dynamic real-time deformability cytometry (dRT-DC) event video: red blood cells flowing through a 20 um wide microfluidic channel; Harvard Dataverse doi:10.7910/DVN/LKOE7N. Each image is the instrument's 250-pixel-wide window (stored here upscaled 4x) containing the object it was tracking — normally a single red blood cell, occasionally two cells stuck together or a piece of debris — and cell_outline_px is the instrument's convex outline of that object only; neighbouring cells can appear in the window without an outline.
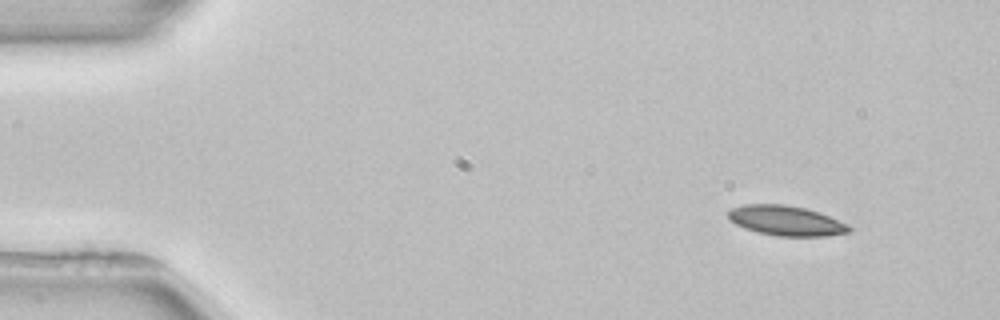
{"species": "common noctule bat (a hibernating species)", "species_latin": "Nyctalus noctula", "temperature_condition": "room temperature", "stored_images_in_passage": 3, "camera_frame_rate_fps": 3000, "um_per_image_px": 0.085, "animal": {"sex": "female", "body_mass_g": 22.7, "forearm_length_mm": 54.2}, "frame": {"image": 1, "passage_image": 1, "time_ms": 0.0, "image_size_px": [1000, 320], "cell_outline_px": [[852, 228], [848, 232], [824, 236], [776, 236], [744, 228], [728, 220], [728, 212], [732, 208], [744, 204], [784, 204], [804, 208], [828, 216], [848, 224]], "centroid_in_image_um": [66.78, 18.75], "position_along_channel_um": 18.2, "area_um2": 20.87}}
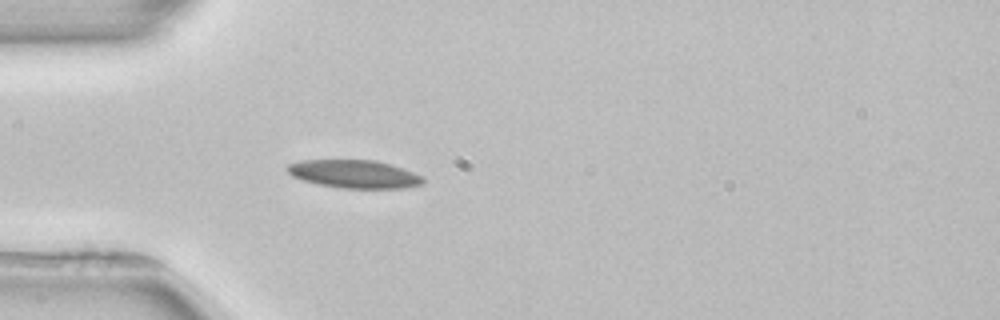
{"frame": {"image": 2, "passage_image": 3, "time_ms": 3.333, "image_size_px": [1000, 320], "cell_outline_px": [[424, 180], [420, 184], [400, 188], [340, 188], [320, 184], [304, 180], [292, 176], [284, 168], [288, 164], [300, 160], [376, 160], [392, 164], [412, 172], [420, 176]], "centroid_in_image_um": [30.05, 14.78], "position_along_channel_um": 54.9, "area_um2": 22.02}}